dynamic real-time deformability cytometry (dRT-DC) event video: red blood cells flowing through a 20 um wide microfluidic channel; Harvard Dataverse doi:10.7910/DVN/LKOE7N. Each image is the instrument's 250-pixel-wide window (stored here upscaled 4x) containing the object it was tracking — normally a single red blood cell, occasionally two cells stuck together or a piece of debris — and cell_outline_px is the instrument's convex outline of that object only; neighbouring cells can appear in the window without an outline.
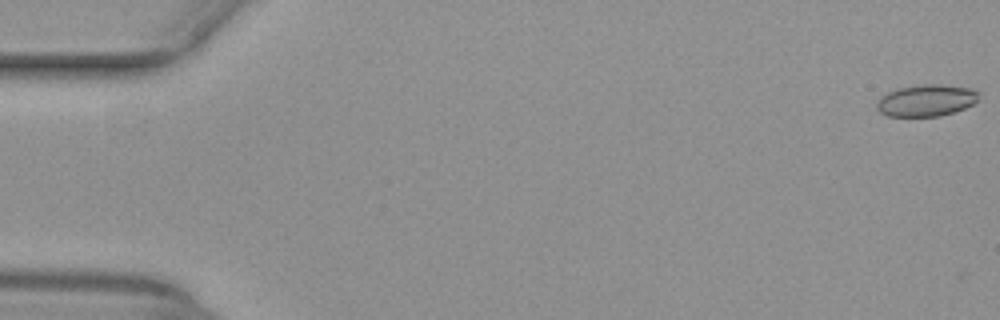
{"species": "common noctule bat (a hibernating species)", "species_latin": "Nyctalus noctula", "temperature_condition": "warm", "stored_images_in_passage": 4, "camera_frame_rate_fps": 3000, "um_per_image_px": 0.085, "animal": {"sex": "female", "body_mass_g": 29.2, "forearm_length_mm": 56.3}, "frame": {"image": 1, "passage_image": 1, "time_ms": 0.0, "image_size_px": [1000, 320], "cell_outline_px": [[980, 92], [976, 100], [972, 104], [964, 108], [940, 116], [888, 116], [880, 112], [876, 108], [876, 104], [880, 96], [896, 88], [924, 84], [944, 84], [972, 88]], "centroid_in_image_um": [78.72, 8.52], "position_along_channel_um": 6.3, "area_um2": 18.96}}